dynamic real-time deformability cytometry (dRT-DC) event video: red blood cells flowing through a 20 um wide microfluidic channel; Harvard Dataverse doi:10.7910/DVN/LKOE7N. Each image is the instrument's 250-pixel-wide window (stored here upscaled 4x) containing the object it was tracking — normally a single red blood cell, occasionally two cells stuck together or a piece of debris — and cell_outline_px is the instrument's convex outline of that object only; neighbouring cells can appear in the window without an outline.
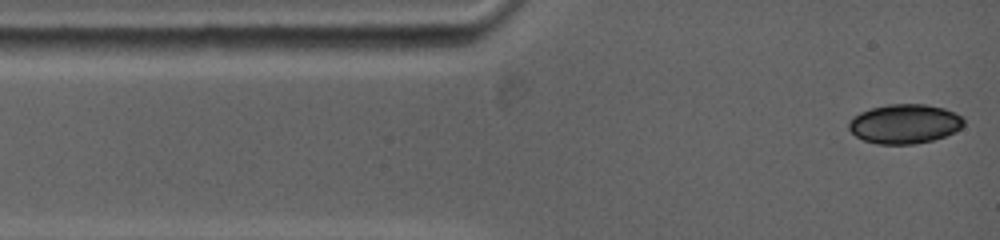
{"species": "common noctule bat (a hibernating species)", "species_latin": "Nyctalus noctula", "temperature_condition": "warm", "stored_images_in_passage": 67, "camera_frame_rate_fps": 5000, "um_per_image_px": 0.085, "animal": {"sex": "female", "body_mass_g": 19.0, "forearm_length_mm": 53.3}, "frame": {"image": 1, "passage_image": 1, "time_ms": 0.0, "image_size_px": [1000, 240], "cell_outline_px": [[964, 124], [960, 128], [944, 136], [932, 140], [912, 144], [876, 144], [864, 140], [856, 136], [848, 128], [848, 124], [852, 116], [860, 112], [872, 108], [888, 104], [924, 104], [944, 108], [960, 116], [964, 120]], "centroid_in_image_um": [76.85, 10.52], "position_along_channel_um": 8.1, "area_um2": 26.18}}
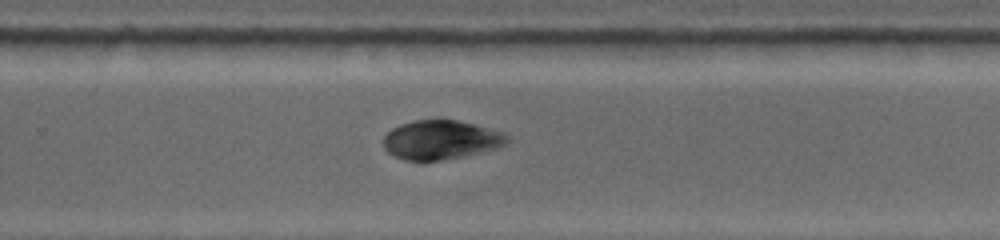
{"frame": {"image": 2, "passage_image": 28, "time_ms": 8.6, "image_size_px": [1000, 240], "cell_outline_px": [[508, 140], [504, 144], [496, 148], [460, 156], [440, 160], [404, 160], [388, 152], [384, 148], [384, 136], [392, 128], [400, 124], [416, 120], [440, 116], [444, 116], [500, 132], [508, 136]], "centroid_in_image_um": [37.41, 11.84], "position_along_channel_um": 292.4, "area_um2": 28.15}}
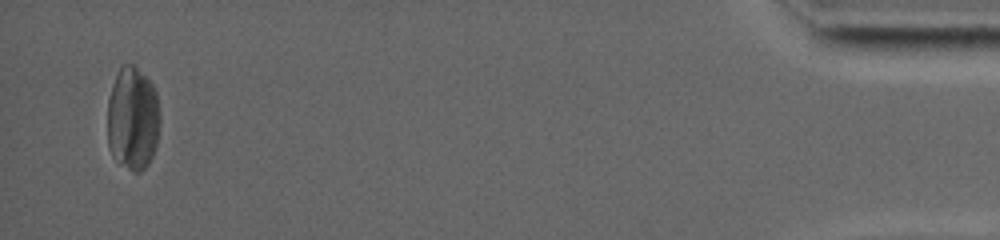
{"frame": {"image": 3, "passage_image": 62, "time_ms": 15.4, "image_size_px": [1000, 240], "cell_outline_px": [[160, 120], [156, 148], [148, 164], [140, 172], [132, 172], [120, 164], [112, 156], [108, 148], [108, 100], [112, 84], [120, 68], [124, 64], [132, 64], [152, 84], [156, 92], [160, 112]], "centroid_in_image_um": [11.28, 10.12], "position_along_channel_um": 423.9, "area_um2": 31.91}}